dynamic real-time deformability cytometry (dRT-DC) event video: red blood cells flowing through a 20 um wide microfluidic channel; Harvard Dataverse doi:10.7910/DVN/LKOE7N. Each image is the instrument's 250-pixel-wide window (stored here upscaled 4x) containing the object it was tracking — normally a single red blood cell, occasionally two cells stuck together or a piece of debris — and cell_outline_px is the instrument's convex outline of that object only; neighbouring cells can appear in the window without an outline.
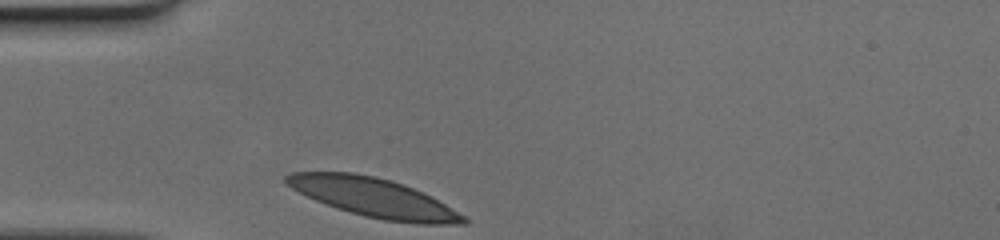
{"species": "human", "species_latin": "Homo sapiens", "temperature_condition": "cold", "stored_images_in_passage": 26, "camera_frame_rate_fps": 3000, "um_per_image_px": 0.085, "donor": {"sex": "female"}, "frame": {"image": 1, "passage_image": 1, "time_ms": 0.0, "image_size_px": [1000, 240], "cell_outline_px": [[468, 220], [464, 224], [420, 224], [384, 220], [364, 216], [336, 208], [316, 200], [284, 184], [284, 176], [292, 172], [352, 172], [372, 176], [388, 180], [412, 188], [444, 204], [464, 216]], "centroid_in_image_um": [31.7, 16.8], "position_along_channel_um": 53.3, "area_um2": 39.42}}
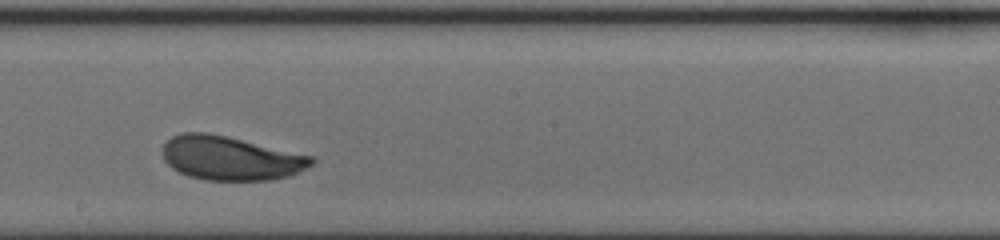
{"frame": {"image": 2, "passage_image": 15, "time_ms": 4.667, "image_size_px": [1000, 240], "cell_outline_px": [[316, 160], [312, 164], [288, 176], [272, 180], [204, 180], [188, 176], [172, 168], [164, 160], [164, 144], [172, 136], [184, 132], [208, 132], [312, 156]], "centroid_in_image_um": [19.57, 13.45], "position_along_channel_um": 228.6, "area_um2": 37.74}}
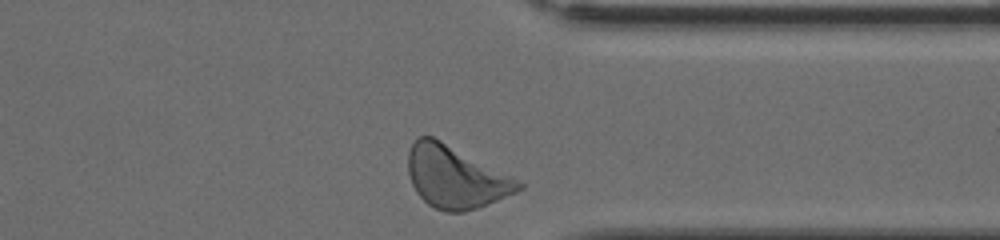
{"frame": {"image": 3, "passage_image": 26, "time_ms": 8.333, "image_size_px": [1000, 240], "cell_outline_px": [[524, 188], [516, 192], [476, 208], [464, 212], [444, 212], [428, 204], [416, 192], [412, 184], [408, 172], [408, 152], [412, 144], [420, 136], [432, 136], [440, 140], [524, 184]], "centroid_in_image_um": [38.66, 15.07], "position_along_channel_um": 372.7, "area_um2": 38.96}}